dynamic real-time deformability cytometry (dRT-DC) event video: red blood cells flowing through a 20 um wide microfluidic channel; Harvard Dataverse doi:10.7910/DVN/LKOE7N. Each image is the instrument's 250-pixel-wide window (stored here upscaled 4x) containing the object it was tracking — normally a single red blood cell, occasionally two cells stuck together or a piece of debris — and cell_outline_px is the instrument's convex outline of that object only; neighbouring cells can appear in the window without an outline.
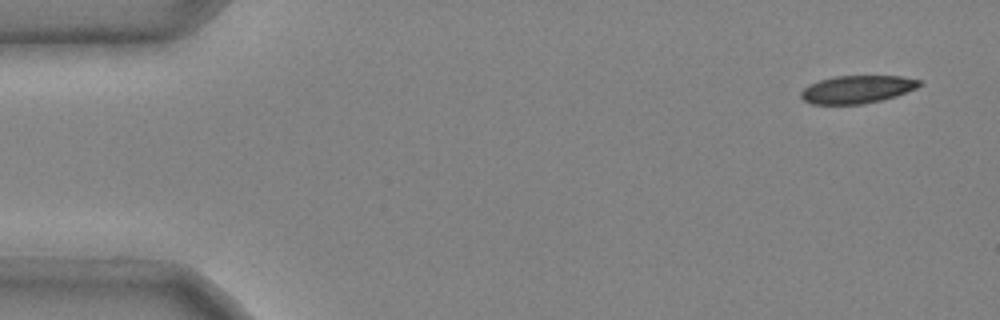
{"species": "common noctule bat (a hibernating species)", "species_latin": "Nyctalus noctula", "temperature_condition": "cold", "stored_images_in_passage": 3, "camera_frame_rate_fps": 3000, "um_per_image_px": 0.085, "animal": {"sex": "male", "body_mass_g": 20.4}, "frame": {"image": 1, "passage_image": 1, "time_ms": 0.0, "image_size_px": [1000, 320], "cell_outline_px": [[920, 84], [916, 88], [896, 96], [864, 104], [812, 104], [804, 100], [800, 96], [800, 92], [808, 84], [820, 80], [836, 76], [900, 76], [920, 80]], "centroid_in_image_um": [72.82, 7.6], "position_along_channel_um": 12.2, "area_um2": 19.07}}